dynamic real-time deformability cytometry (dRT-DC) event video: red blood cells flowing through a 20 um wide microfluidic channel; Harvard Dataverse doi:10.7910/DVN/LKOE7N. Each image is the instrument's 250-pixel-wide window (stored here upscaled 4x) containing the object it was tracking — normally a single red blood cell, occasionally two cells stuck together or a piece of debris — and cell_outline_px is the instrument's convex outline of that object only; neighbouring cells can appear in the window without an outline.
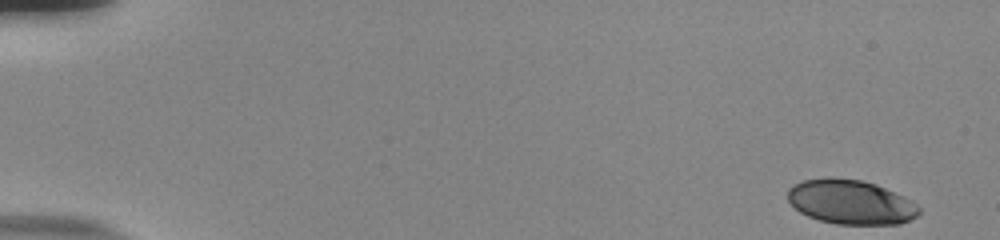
{"species": "human", "species_latin": "Homo sapiens", "temperature_condition": "room temperature", "stored_images_in_passage": 53, "camera_frame_rate_fps": 3000, "um_per_image_px": 0.085, "donor": {"sex": "male"}, "frame": {"image": 1, "passage_image": 1, "time_ms": 0.0, "image_size_px": [1000, 240], "cell_outline_px": [[920, 212], [916, 216], [900, 224], [836, 224], [820, 220], [808, 216], [800, 212], [788, 200], [788, 188], [792, 184], [804, 180], [828, 176], [832, 176], [860, 180], [876, 184], [904, 196], [912, 200], [920, 208]], "centroid_in_image_um": [72.3, 17.15], "position_along_channel_um": 12.7, "area_um2": 34.16}}
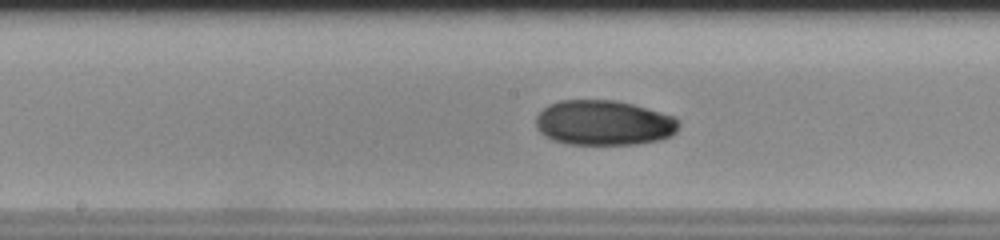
{"frame": {"image": 2, "passage_image": 28, "time_ms": 9.0, "image_size_px": [1000, 240], "cell_outline_px": [[680, 124], [676, 132], [672, 136], [660, 140], [636, 144], [568, 144], [552, 140], [544, 136], [536, 128], [536, 116], [548, 104], [560, 100], [616, 100], [632, 104], [676, 116], [680, 120]], "centroid_in_image_um": [51.34, 10.44], "position_along_channel_um": 196.9, "area_um2": 37.92}}
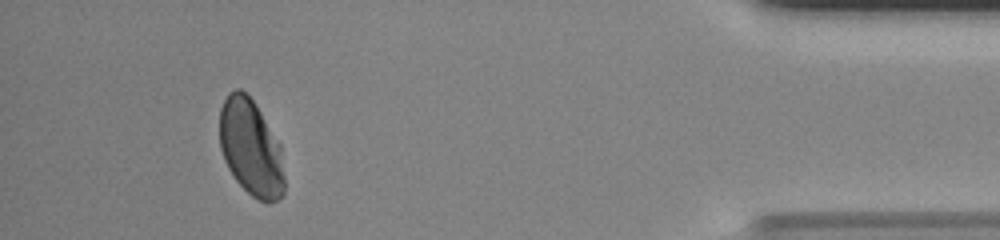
{"frame": {"image": 3, "passage_image": 49, "time_ms": 16.0, "image_size_px": [1000, 240], "cell_outline_px": [[284, 196], [280, 200], [268, 204], [252, 196], [236, 180], [228, 168], [224, 160], [220, 148], [220, 108], [228, 92], [236, 88], [240, 88], [256, 104], [280, 144], [284, 176]], "centroid_in_image_um": [21.33, 12.58], "position_along_channel_um": 413.9, "area_um2": 36.59}, "authors_computed_cell_mechanics": {"area_um2": 37.281, "velocity_mm_per_s": 3.8447, "shape_relaxation_time_tau1_ms": 8.2968, "shape_relaxation_time_tau2_ms": 1.0663, "deformation_change_tau1": 0.202, "deformation_change_tau2": 0.024}}